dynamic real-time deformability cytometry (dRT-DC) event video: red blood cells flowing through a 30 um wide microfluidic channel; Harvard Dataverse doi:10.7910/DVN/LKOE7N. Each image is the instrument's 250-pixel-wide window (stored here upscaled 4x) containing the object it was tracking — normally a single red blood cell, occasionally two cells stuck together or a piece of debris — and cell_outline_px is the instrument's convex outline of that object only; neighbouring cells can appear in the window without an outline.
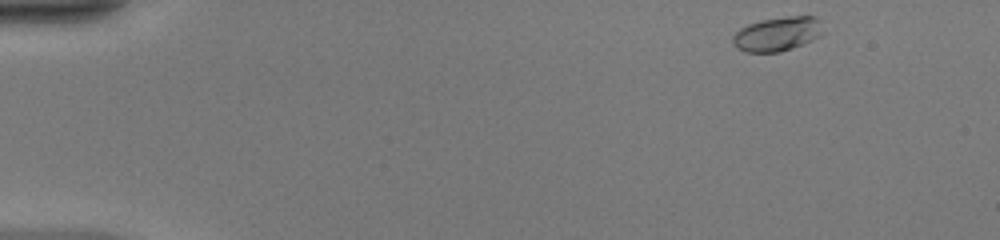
{"species": "common noctule bat (a hibernating species)", "species_latin": "Nyctalus noctula", "temperature_condition": "warm", "stored_images_in_passage": 46, "camera_frame_rate_fps": 3000, "um_per_image_px": 0.085, "animal": {"sex": "female", "body_mass_g": 20.0, "forearm_length_mm": 54.0}, "frame": {"image": 1, "passage_image": 1, "time_ms": 0.0, "image_size_px": [1000, 240], "cell_outline_px": [[820, 36], [804, 44], [780, 52], [744, 52], [736, 48], [732, 44], [732, 36], [740, 28], [748, 24], [760, 20], [788, 16], [816, 16], [820, 20]], "centroid_in_image_um": [66.03, 2.89], "position_along_channel_um": 19.0, "area_um2": 18.03}}
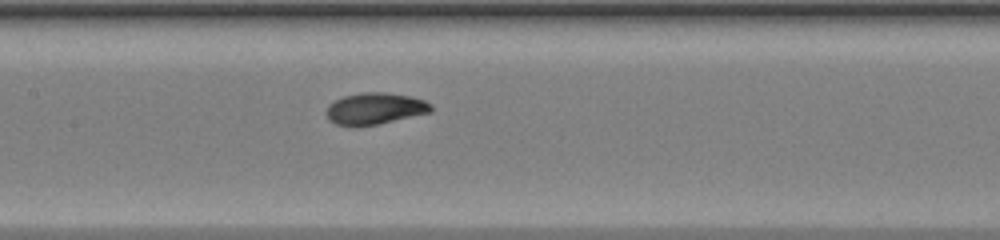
{"frame": {"image": 2, "passage_image": 21, "time_ms": 6.667, "image_size_px": [1000, 240], "cell_outline_px": [[432, 112], [376, 124], [356, 128], [352, 128], [336, 124], [328, 120], [324, 112], [328, 104], [344, 96], [364, 92], [388, 92], [408, 96], [424, 100], [432, 104]], "centroid_in_image_um": [31.81, 9.25], "position_along_channel_um": 175.6, "area_um2": 19.59}}
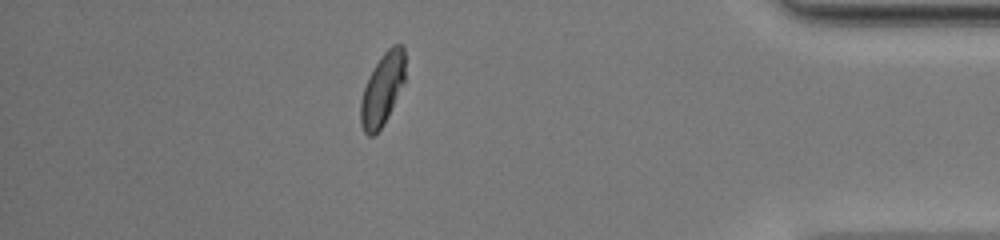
{"frame": {"image": 3, "passage_image": 40, "time_ms": 13.0, "image_size_px": [1000, 240], "cell_outline_px": [[404, 80], [388, 116], [384, 124], [372, 136], [368, 136], [364, 132], [360, 124], [360, 100], [368, 76], [384, 52], [392, 44], [400, 44], [404, 48]], "centroid_in_image_um": [32.47, 7.6], "position_along_channel_um": 402.7, "area_um2": 18.44}, "authors_computed_cell_mechanics": {"area_um2": 18.6983, "velocity_mm_per_s": 4.147, "shape_relaxation_time_tau1_ms": 2.3584, "shape_relaxation_time_tau2_ms": 0.8532, "deformation_change_tau1": 0.1567, "deformation_change_tau2": 0.0423}}